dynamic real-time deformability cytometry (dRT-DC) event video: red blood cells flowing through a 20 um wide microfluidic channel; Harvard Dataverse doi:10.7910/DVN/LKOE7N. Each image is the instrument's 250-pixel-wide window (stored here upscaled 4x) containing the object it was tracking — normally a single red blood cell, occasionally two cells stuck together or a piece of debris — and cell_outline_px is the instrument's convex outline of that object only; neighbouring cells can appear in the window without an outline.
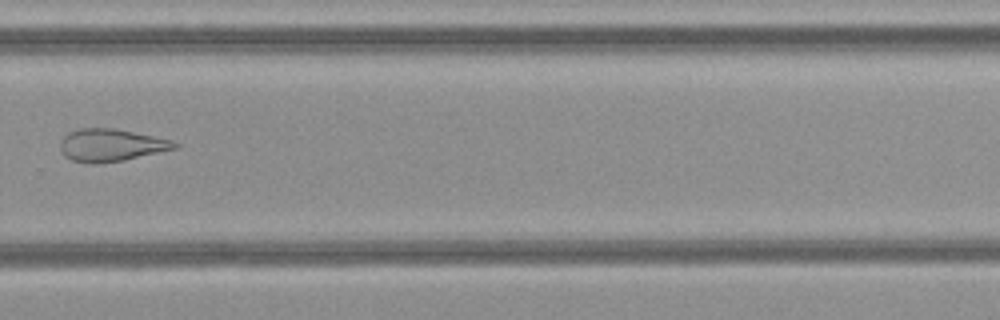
{"species": "common noctule bat (a hibernating species)", "species_latin": "Nyctalus noctula", "temperature_condition": "cold", "stored_images_in_passage": 24, "camera_frame_rate_fps": 3000, "um_per_image_px": 0.085, "animal": {"sex": "female", "body_mass_g": 21.9}, "frame": {"image": 1, "passage_image": 14, "time_ms": 4.333, "image_size_px": [1000, 320], "cell_outline_px": [[180, 148], [124, 160], [92, 164], [72, 160], [64, 156], [60, 148], [60, 140], [68, 132], [80, 128], [116, 128], [172, 140], [180, 144]], "centroid_in_image_um": [9.46, 12.33], "position_along_channel_um": 320.3, "area_um2": 21.85}}